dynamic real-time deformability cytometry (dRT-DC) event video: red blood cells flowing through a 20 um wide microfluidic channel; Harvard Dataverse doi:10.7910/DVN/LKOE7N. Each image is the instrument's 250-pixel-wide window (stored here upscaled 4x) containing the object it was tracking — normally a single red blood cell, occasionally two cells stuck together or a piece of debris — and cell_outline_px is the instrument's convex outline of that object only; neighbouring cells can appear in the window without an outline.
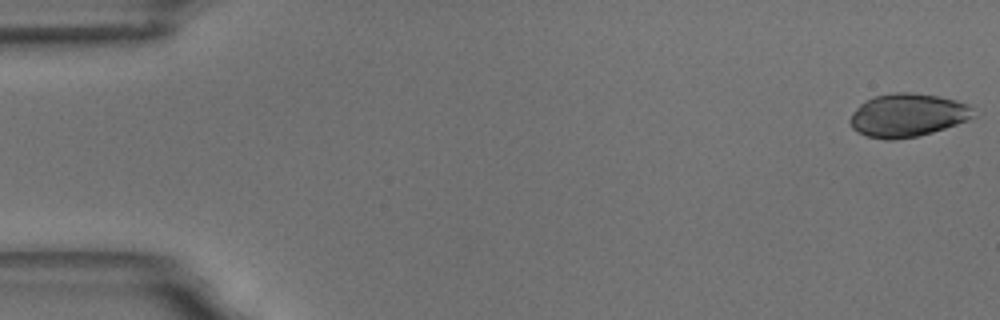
{"species": "common noctule bat (a hibernating species)", "species_latin": "Nyctalus noctula", "temperature_condition": "room temperature", "stored_images_in_passage": 55, "camera_frame_rate_fps": 3000, "um_per_image_px": 0.085, "animal": {"sex": "male", "body_mass_g": 18.8}, "frame": {"image": 1, "passage_image": 1, "time_ms": 0.0, "image_size_px": [1000, 320], "cell_outline_px": [[976, 116], [968, 120], [932, 132], [916, 136], [892, 140], [884, 140], [868, 136], [856, 132], [852, 128], [848, 120], [856, 108], [864, 100], [876, 96], [896, 92], [908, 92], [936, 96], [968, 104], [972, 108]], "centroid_in_image_um": [77.1, 9.8], "position_along_channel_um": 7.9, "area_um2": 30.92}}
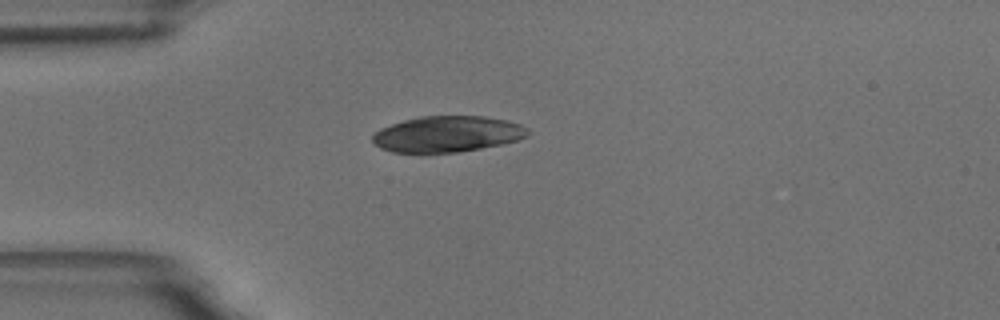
{"frame": {"image": 2, "passage_image": 15, "time_ms": 4.667, "image_size_px": [1000, 320], "cell_outline_px": [[528, 136], [516, 140], [500, 144], [480, 148], [456, 152], [420, 156], [392, 152], [380, 148], [372, 140], [372, 136], [380, 128], [404, 120], [420, 116], [484, 116], [504, 120], [520, 124], [528, 128]], "centroid_in_image_um": [37.95, 11.43], "position_along_channel_um": 47.0, "area_um2": 33.18}}